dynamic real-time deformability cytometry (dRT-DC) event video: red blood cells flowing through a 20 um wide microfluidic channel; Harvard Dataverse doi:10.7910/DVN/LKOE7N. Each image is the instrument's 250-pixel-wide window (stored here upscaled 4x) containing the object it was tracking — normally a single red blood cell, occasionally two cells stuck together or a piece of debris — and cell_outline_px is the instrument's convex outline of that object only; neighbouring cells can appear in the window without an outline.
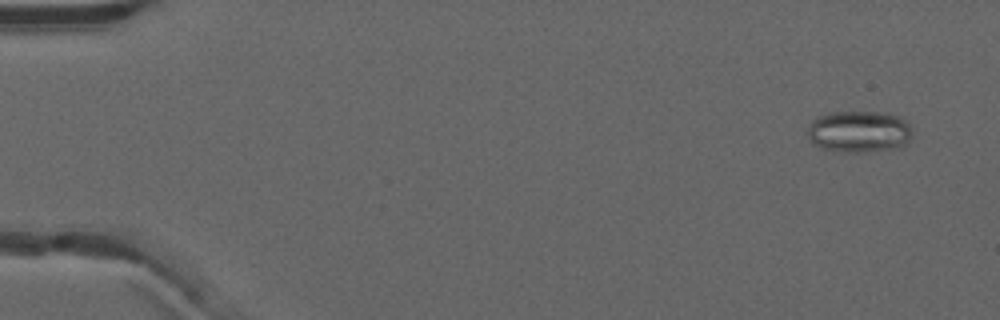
{"species": "common noctule bat (a hibernating species)", "species_latin": "Nyctalus noctula", "temperature_condition": "warm", "stored_images_in_passage": 53, "camera_frame_rate_fps": 3000, "um_per_image_px": 0.085, "animal": {"sex": "male", "forearm_length_mm": 52.5}, "frame": {"image": 1, "passage_image": 4, "time_ms": 1.0, "image_size_px": [1000, 320], "cell_outline_px": [[912, 136], [904, 148], [872, 152], [844, 152], [820, 148], [812, 144], [808, 136], [808, 124], [816, 116], [828, 112], [888, 112], [904, 120], [912, 128]], "centroid_in_image_um": [73.03, 11.2], "position_along_channel_um": 12.0, "area_um2": 26.18}}
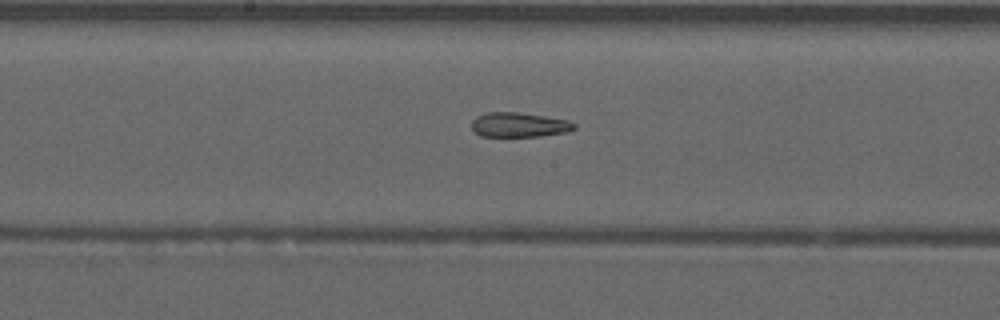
{"frame": {"image": 2, "passage_image": 29, "time_ms": 9.333, "image_size_px": [1000, 320], "cell_outline_px": [[576, 128], [568, 132], [540, 136], [480, 136], [472, 128], [472, 120], [476, 116], [488, 112], [520, 112], [568, 120], [576, 124]], "centroid_in_image_um": [44.14, 10.6], "position_along_channel_um": 204.1, "area_um2": 14.74}}
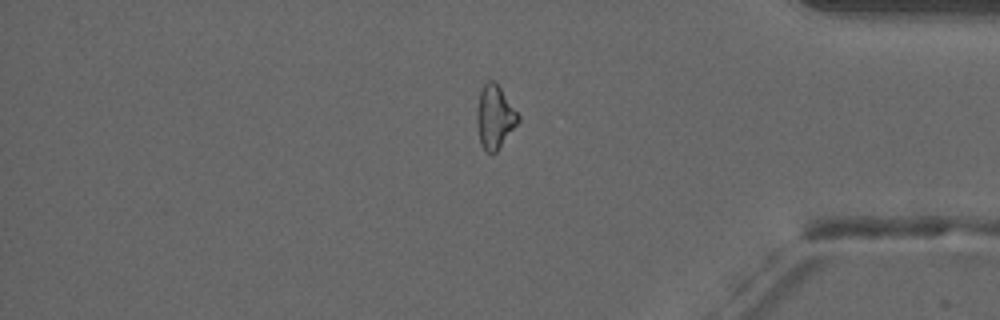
{"frame": {"image": 3, "passage_image": 45, "time_ms": 14.667, "image_size_px": [1000, 320], "cell_outline_px": [[520, 120], [496, 152], [484, 152], [480, 144], [476, 120], [476, 108], [480, 88], [488, 80], [496, 80], [520, 116]], "centroid_in_image_um": [42.03, 9.9], "position_along_channel_um": 393.2, "area_um2": 15.55}, "authors_computed_cell_mechanics": {"area_um2": 16.473, "velocity_mm_per_s": 3.9624, "shape_relaxation_time_tau1_ms": null, "shape_relaxation_time_tau2_ms": 5.8342, "deformation_change_tau1": null, "deformation_change_tau2": 0.1855}}